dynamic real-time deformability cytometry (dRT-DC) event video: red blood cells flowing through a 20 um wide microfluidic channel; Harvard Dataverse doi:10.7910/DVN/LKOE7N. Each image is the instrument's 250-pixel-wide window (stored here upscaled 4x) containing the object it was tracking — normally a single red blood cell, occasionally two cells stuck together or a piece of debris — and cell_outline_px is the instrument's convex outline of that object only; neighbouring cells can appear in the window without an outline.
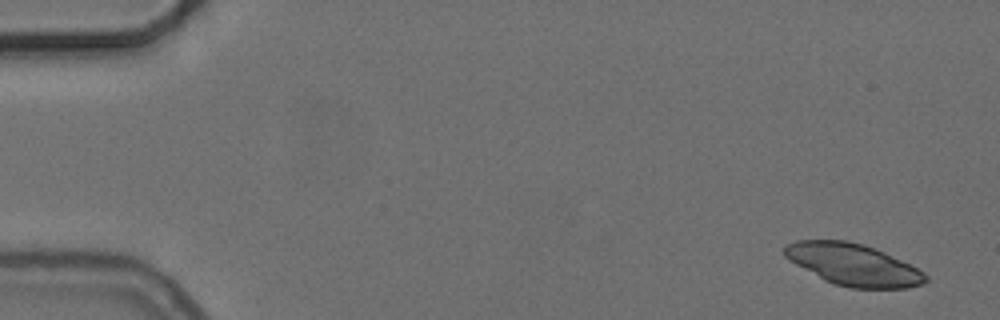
{"species": "common noctule bat (a hibernating species)", "species_latin": "Nyctalus noctula", "temperature_condition": "cold", "stored_images_in_passage": 6, "camera_frame_rate_fps": 3000, "um_per_image_px": 0.085, "animal": {"sex": "female", "body_mass_g": 24.6, "forearm_length_mm": 56.2}, "frame": {"image": 1, "passage_image": 1, "time_ms": 0.0, "image_size_px": [1000, 320], "cell_outline_px": [[928, 280], [924, 284], [908, 288], [848, 288], [824, 280], [788, 260], [784, 256], [784, 248], [788, 244], [796, 240], [848, 240], [864, 244], [884, 252], [924, 272], [928, 276]], "centroid_in_image_um": [72.52, 22.49], "position_along_channel_um": 12.5, "area_um2": 34.28}}
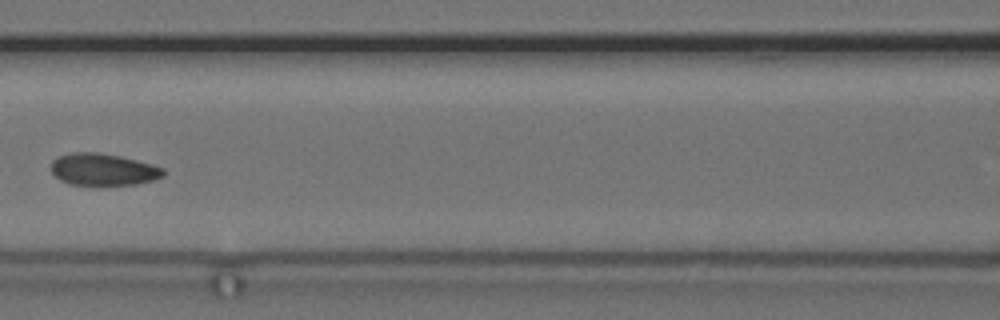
{"frame": {"image": 2, "passage_image": 5, "time_ms": 7.667, "image_size_px": [1000, 320], "cell_outline_px": [[164, 176], [152, 180], [136, 184], [100, 188], [68, 184], [60, 180], [52, 172], [52, 160], [60, 156], [72, 152], [96, 152], [120, 156], [152, 164], [164, 168]], "centroid_in_image_um": [8.76, 14.45], "position_along_channel_um": 157.8, "area_um2": 21.62}}
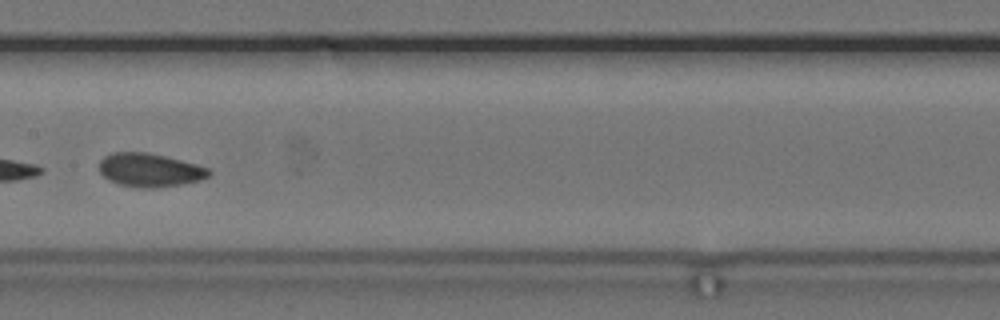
{"frame": {"image": 3, "passage_image": 6, "time_ms": 8.667, "image_size_px": [1000, 320], "cell_outline_px": [[212, 172], [208, 176], [200, 180], [180, 184], [156, 188], [144, 188], [120, 184], [108, 180], [100, 172], [100, 160], [104, 156], [112, 152], [148, 152], [196, 164], [208, 168]], "centroid_in_image_um": [12.71, 14.45], "position_along_channel_um": 194.7, "area_um2": 21.27}}